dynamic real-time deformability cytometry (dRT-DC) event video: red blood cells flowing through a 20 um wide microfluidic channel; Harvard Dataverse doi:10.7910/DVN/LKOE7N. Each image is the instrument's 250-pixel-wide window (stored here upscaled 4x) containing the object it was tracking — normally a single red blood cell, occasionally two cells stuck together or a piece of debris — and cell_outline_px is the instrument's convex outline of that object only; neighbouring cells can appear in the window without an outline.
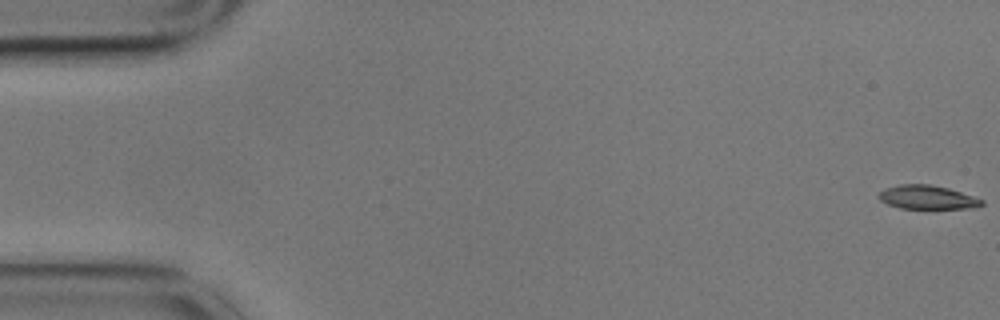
{"species": "common noctule bat (a hibernating species)", "species_latin": "Nyctalus noctula", "temperature_condition": "cold", "stored_images_in_passage": 57, "camera_frame_rate_fps": 3000, "um_per_image_px": 0.085, "animal": {"sex": "male", "body_mass_g": 17.9}, "frame": {"image": 1, "passage_image": 1, "time_ms": 0.0, "image_size_px": [1000, 320], "cell_outline_px": [[984, 204], [976, 208], [900, 208], [888, 204], [880, 200], [876, 196], [880, 192], [888, 188], [900, 184], [928, 184], [948, 188], [984, 200]], "centroid_in_image_um": [78.83, 16.77], "position_along_channel_um": 6.2, "area_um2": 14.1}}
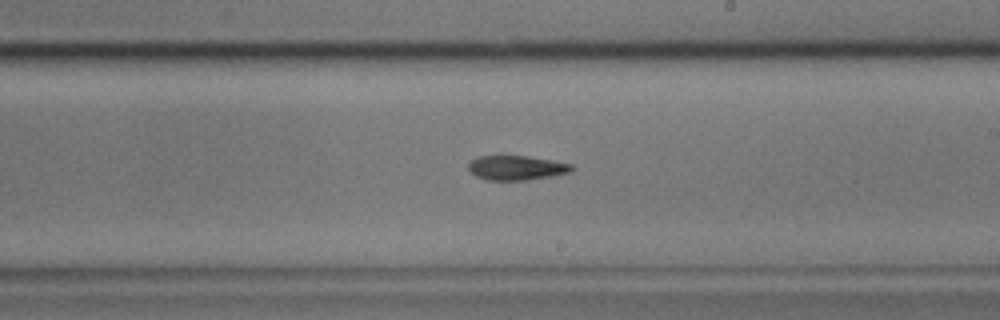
{"frame": {"image": 2, "passage_image": 33, "time_ms": 10.667, "image_size_px": [1000, 320], "cell_outline_px": [[576, 168], [572, 172], [552, 176], [528, 180], [488, 180], [476, 176], [468, 168], [468, 164], [476, 156], [528, 156], [552, 160], [572, 164]], "centroid_in_image_um": [43.95, 14.26], "position_along_channel_um": 245.1, "area_um2": 14.85}}
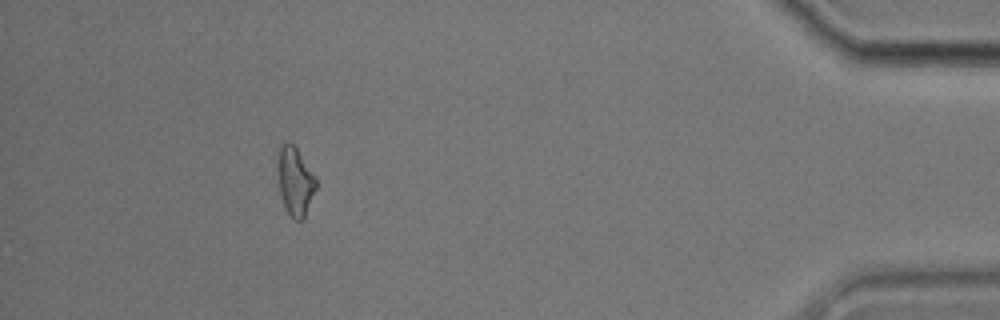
{"frame": {"image": 3, "passage_image": 52, "time_ms": 17.0, "image_size_px": [1000, 320], "cell_outline_px": [[316, 188], [304, 220], [296, 220], [284, 208], [280, 196], [276, 176], [276, 148], [280, 144], [292, 144], [296, 148], [316, 176]], "centroid_in_image_um": [25.03, 15.39], "position_along_channel_um": 410.2, "area_um2": 15.84}, "authors_computed_cell_mechanics": {"area_um2": 15.317, "velocity_mm_per_s": 3.5224, "shape_relaxation_time_tau1_ms": 11.1378, "shape_relaxation_time_tau2_ms": null, "deformation_change_tau1": 0.1812, "deformation_change_tau2": null}}